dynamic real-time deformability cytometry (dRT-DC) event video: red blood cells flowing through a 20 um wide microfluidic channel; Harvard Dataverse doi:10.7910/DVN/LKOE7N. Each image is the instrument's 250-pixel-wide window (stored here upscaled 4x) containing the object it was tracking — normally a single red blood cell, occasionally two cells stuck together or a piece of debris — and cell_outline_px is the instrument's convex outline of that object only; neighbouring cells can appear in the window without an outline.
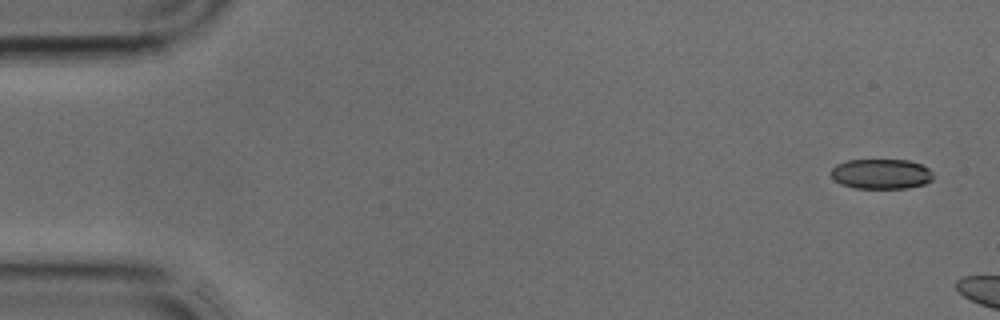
{"species": "common noctule bat (a hibernating species)", "species_latin": "Nyctalus noctula", "temperature_condition": "cold", "stored_images_in_passage": 3, "camera_frame_rate_fps": 3000, "um_per_image_px": 0.085, "animal": {"sex": "male", "body_mass_g": 17.9, "forearm_length_mm": 54.2}, "frame": {"image": 1, "passage_image": 1, "time_ms": 0.0, "image_size_px": [1000, 320], "cell_outline_px": [[932, 180], [924, 184], [908, 188], [852, 188], [840, 184], [832, 180], [832, 168], [836, 164], [848, 160], [908, 160], [920, 164], [928, 168], [932, 172]], "centroid_in_image_um": [74.87, 14.79], "position_along_channel_um": 10.1, "area_um2": 17.98}}